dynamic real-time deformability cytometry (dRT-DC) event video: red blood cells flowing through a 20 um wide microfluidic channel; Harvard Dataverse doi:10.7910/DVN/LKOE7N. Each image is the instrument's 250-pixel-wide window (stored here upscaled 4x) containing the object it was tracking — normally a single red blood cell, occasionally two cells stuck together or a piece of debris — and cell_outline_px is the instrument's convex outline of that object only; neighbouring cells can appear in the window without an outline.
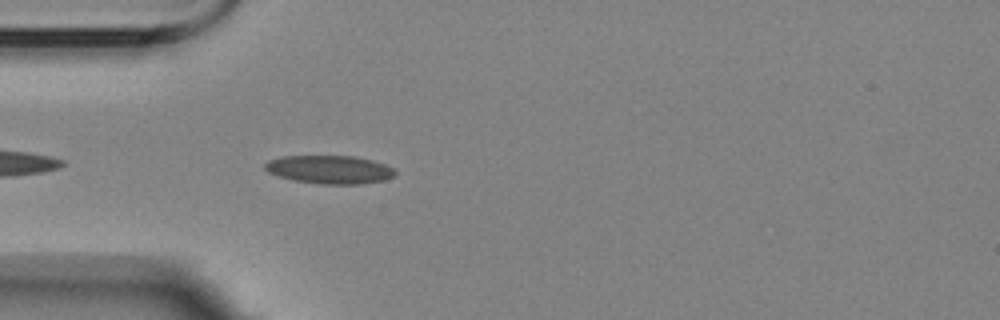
{"species": "Egyptian fruit bat (a non-hibernating species)", "species_latin": "Rousettus aegyptiacus", "temperature_condition": "room temperature", "stored_images_in_passage": 1, "camera_frame_rate_fps": 3000, "um_per_image_px": 0.085, "animal": {"sex": "female"}, "frame": {"image": 1, "passage_image": 1, "time_ms": 0.0, "image_size_px": [1000, 320], "cell_outline_px": [[396, 172], [392, 176], [384, 180], [360, 184], [320, 184], [292, 180], [268, 172], [264, 168], [264, 164], [268, 160], [280, 156], [352, 156], [372, 160], [384, 164], [392, 168]], "centroid_in_image_um": [27.97, 14.41], "position_along_channel_um": 57.0, "area_um2": 21.39}}